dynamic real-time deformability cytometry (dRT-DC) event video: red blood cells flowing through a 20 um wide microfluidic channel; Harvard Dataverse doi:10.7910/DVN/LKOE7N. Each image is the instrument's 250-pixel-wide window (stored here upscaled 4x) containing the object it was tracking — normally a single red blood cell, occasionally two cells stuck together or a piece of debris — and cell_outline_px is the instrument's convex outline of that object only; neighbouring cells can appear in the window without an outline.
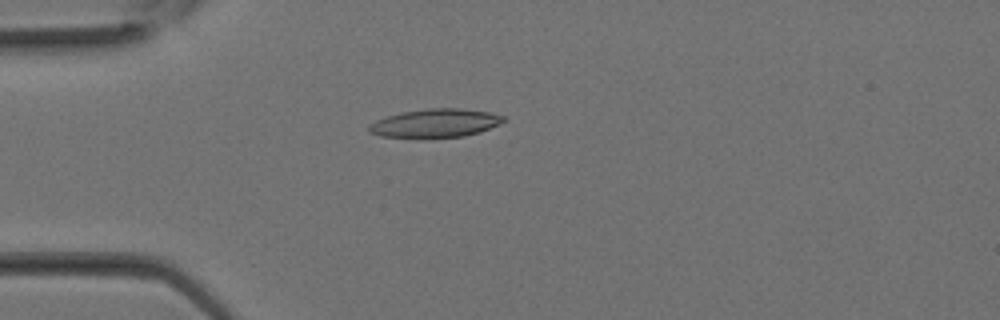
{"species": "Egyptian fruit bat (a non-hibernating species)", "species_latin": "Rousettus aegyptiacus", "temperature_condition": "room temperature", "stored_images_in_passage": 10, "camera_frame_rate_fps": 3000, "um_per_image_px": 0.085, "animal": {"sex": "female"}, "frame": {"image": 1, "passage_image": 7, "time_ms": 2.0, "image_size_px": [1000, 320], "cell_outline_px": [[508, 120], [500, 124], [480, 132], [464, 136], [424, 140], [380, 136], [368, 132], [368, 124], [376, 120], [388, 116], [404, 112], [428, 108], [460, 108], [492, 112], [504, 116]], "centroid_in_image_um": [37.01, 10.5], "position_along_channel_um": 48.0, "area_um2": 23.18}}
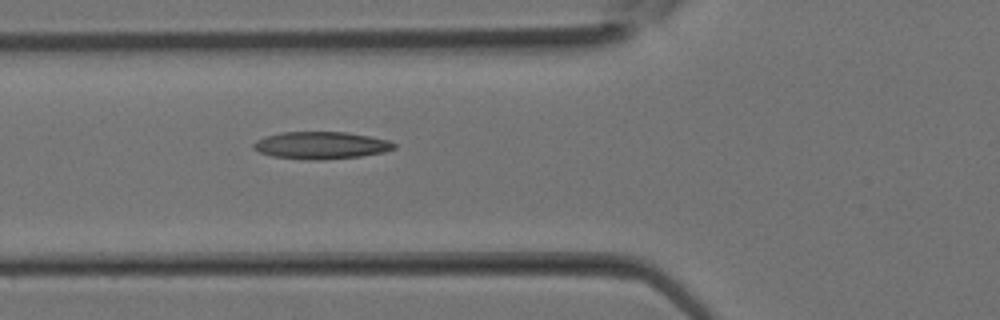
{"frame": {"image": 2, "passage_image": 10, "time_ms": 3.0, "image_size_px": [1000, 320], "cell_outline_px": [[396, 148], [384, 152], [360, 156], [324, 160], [308, 160], [272, 156], [260, 152], [252, 148], [252, 144], [256, 140], [280, 132], [344, 132], [368, 136], [388, 140], [396, 144]], "centroid_in_image_um": [27.28, 12.36], "position_along_channel_um": 98.5, "area_um2": 22.31}}